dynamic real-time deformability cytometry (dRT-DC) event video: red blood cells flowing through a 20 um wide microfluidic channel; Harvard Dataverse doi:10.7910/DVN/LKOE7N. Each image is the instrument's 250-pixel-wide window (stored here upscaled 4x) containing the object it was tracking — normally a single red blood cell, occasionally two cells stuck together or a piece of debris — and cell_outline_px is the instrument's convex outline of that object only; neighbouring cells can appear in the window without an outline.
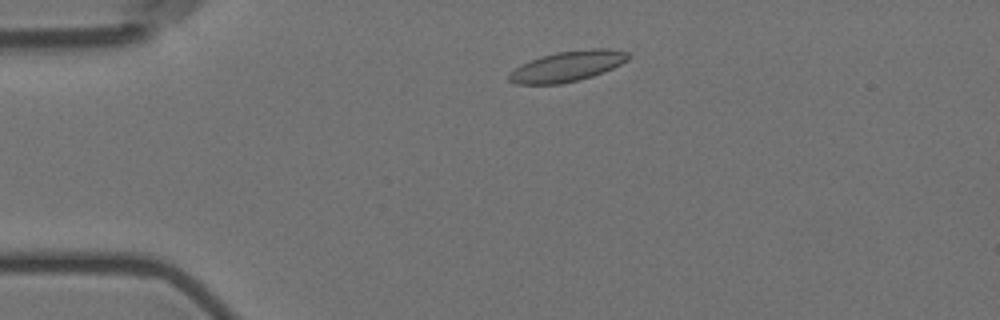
{"species": "Egyptian fruit bat (a non-hibernating species)", "species_latin": "Rousettus aegyptiacus", "temperature_condition": "room temperature", "stored_images_in_passage": 25, "camera_frame_rate_fps": 3000, "um_per_image_px": 0.085, "animal": {"sex": "female"}, "frame": {"image": 1, "passage_image": 6, "time_ms": 1.667, "image_size_px": [1000, 320], "cell_outline_px": [[632, 56], [628, 60], [604, 72], [580, 80], [560, 84], [516, 84], [508, 80], [508, 76], [520, 64], [540, 56], [556, 52], [592, 48], [608, 48], [628, 52]], "centroid_in_image_um": [48.25, 5.62], "position_along_channel_um": 36.7, "area_um2": 21.27}}
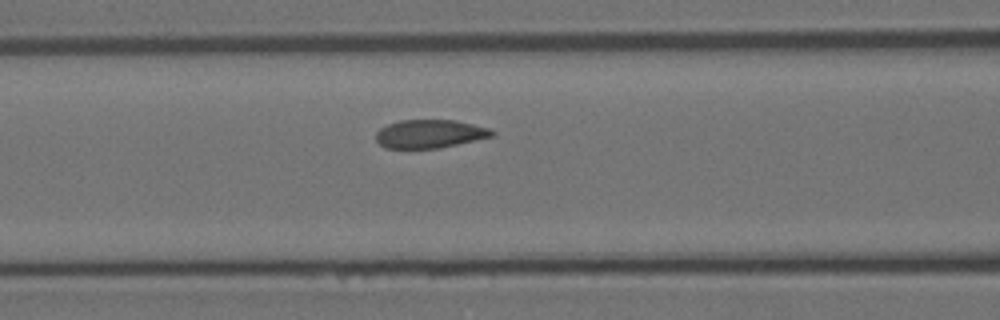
{"frame": {"image": 2, "passage_image": 17, "time_ms": 5.333, "image_size_px": [1000, 320], "cell_outline_px": [[496, 132], [492, 136], [440, 148], [384, 148], [376, 140], [376, 132], [380, 128], [388, 124], [400, 120], [456, 120], [488, 128]], "centroid_in_image_um": [36.5, 11.37], "position_along_channel_um": 130.1, "area_um2": 19.07}}
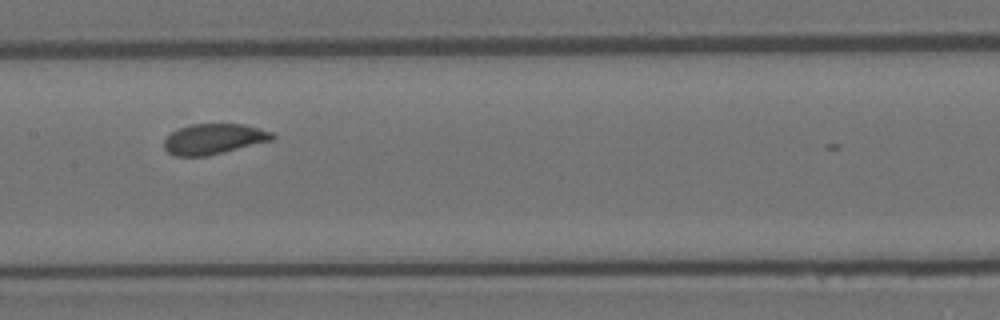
{"frame": {"image": 3, "passage_image": 22, "time_ms": 7.0, "image_size_px": [1000, 320], "cell_outline_px": [[276, 136], [272, 140], [224, 152], [204, 156], [176, 156], [168, 152], [164, 148], [164, 140], [172, 132], [180, 128], [192, 124], [244, 124], [272, 132]], "centroid_in_image_um": [18.17, 11.81], "position_along_channel_um": 189.2, "area_um2": 19.02}}